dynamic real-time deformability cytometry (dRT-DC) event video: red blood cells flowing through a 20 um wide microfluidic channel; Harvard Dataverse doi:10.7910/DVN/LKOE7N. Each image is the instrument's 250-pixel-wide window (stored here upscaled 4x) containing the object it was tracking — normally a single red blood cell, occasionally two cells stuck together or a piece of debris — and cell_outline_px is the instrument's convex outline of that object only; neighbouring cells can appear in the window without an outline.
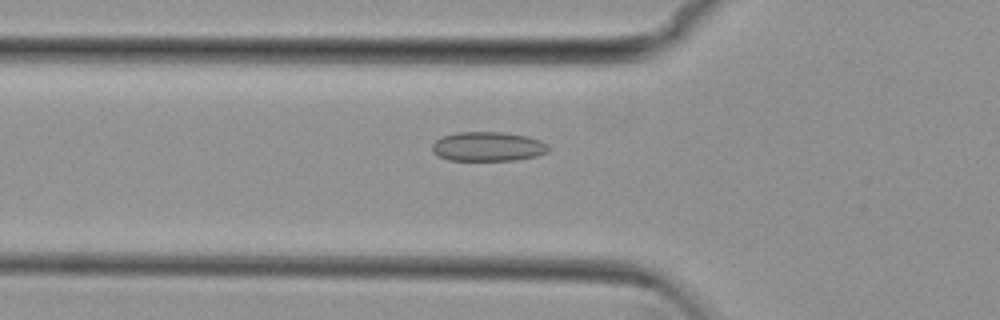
{"species": "common noctule bat (a hibernating species)", "species_latin": "Nyctalus noctula", "temperature_condition": "cold", "stored_images_in_passage": 46, "camera_frame_rate_fps": 3000, "um_per_image_px": 0.085, "animal": {"sex": "female", "body_mass_g": 29.2, "forearm_length_mm": 56.3}, "frame": {"image": 1, "passage_image": 11, "time_ms": 3.333, "image_size_px": [1000, 320], "cell_outline_px": [[548, 152], [536, 156], [516, 160], [448, 160], [432, 152], [432, 144], [440, 136], [456, 132], [500, 132], [528, 136], [540, 140], [548, 144]], "centroid_in_image_um": [41.46, 12.45], "position_along_channel_um": 84.3, "area_um2": 20.0}}
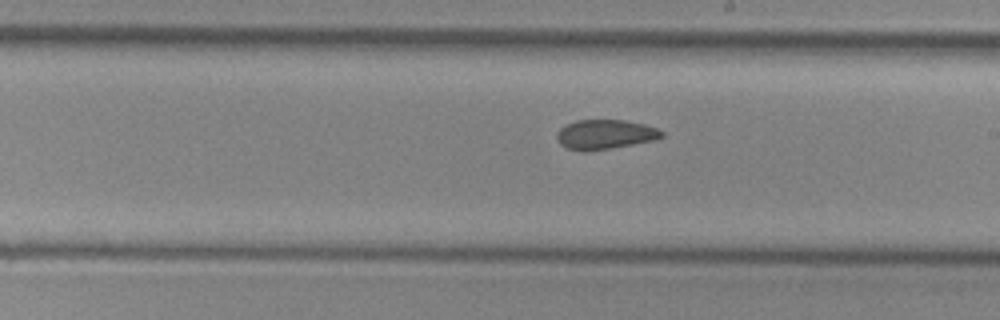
{"frame": {"image": 2, "passage_image": 23, "time_ms": 7.333, "image_size_px": [1000, 320], "cell_outline_px": [[664, 136], [656, 140], [612, 148], [584, 152], [568, 148], [560, 144], [556, 140], [556, 132], [564, 124], [576, 120], [628, 120], [644, 124], [656, 128], [664, 132]], "centroid_in_image_um": [51.41, 11.42], "position_along_channel_um": 237.6, "area_um2": 18.38}}
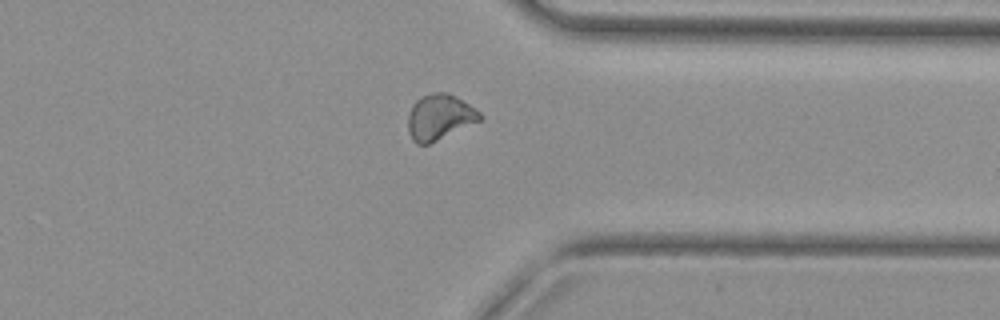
{"frame": {"image": 3, "passage_image": 34, "time_ms": 11.0, "image_size_px": [1000, 320], "cell_outline_px": [[484, 116], [480, 120], [428, 144], [416, 144], [412, 140], [408, 132], [408, 112], [412, 104], [420, 96], [432, 92], [448, 92], [456, 96], [476, 108]], "centroid_in_image_um": [37.34, 9.92], "position_along_channel_um": 374.1, "area_um2": 19.19}, "authors_computed_cell_mechanics": {"area_um2": 19.074, "velocity_mm_per_s": 3.8187, "shape_relaxation_time_tau1_ms": null, "shape_relaxation_time_tau2_ms": 2.3086, "deformation_change_tau1": null, "deformation_change_tau2": 0.0774}}